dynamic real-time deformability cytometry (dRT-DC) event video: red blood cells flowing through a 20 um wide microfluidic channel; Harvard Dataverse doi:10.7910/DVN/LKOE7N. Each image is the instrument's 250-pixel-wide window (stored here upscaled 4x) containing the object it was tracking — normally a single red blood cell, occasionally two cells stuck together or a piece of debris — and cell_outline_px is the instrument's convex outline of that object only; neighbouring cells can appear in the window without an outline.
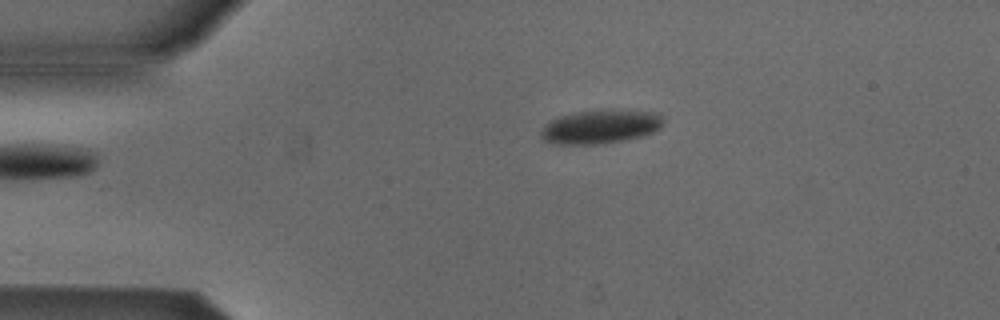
{"species": "Egyptian fruit bat (a non-hibernating species)", "species_latin": "Rousettus aegyptiacus", "temperature_condition": "cold", "stored_images_in_passage": 2, "camera_frame_rate_fps": 3000, "um_per_image_px": 0.085, "animal": {"sex": "male"}, "frame": {"image": 1, "passage_image": 1, "time_ms": 0.0, "image_size_px": [1000, 320], "cell_outline_px": [[664, 120], [660, 128], [652, 132], [640, 136], [620, 140], [596, 144], [556, 144], [544, 140], [540, 136], [540, 132], [544, 124], [560, 116], [576, 112], [600, 108], [660, 112]], "centroid_in_image_um": [51.04, 10.73], "position_along_channel_um": 34.0, "area_um2": 24.33}}